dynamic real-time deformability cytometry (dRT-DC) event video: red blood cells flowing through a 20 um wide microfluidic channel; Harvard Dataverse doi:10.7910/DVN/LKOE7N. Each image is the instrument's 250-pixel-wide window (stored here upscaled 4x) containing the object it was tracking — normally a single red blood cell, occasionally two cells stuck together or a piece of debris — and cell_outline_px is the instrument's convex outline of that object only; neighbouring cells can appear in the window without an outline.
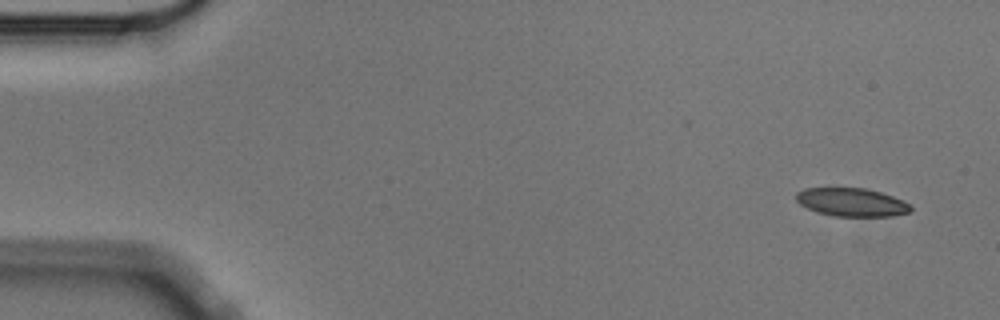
{"species": "Egyptian fruit bat (a non-hibernating species)", "species_latin": "Rousettus aegyptiacus", "temperature_condition": "cold", "stored_images_in_passage": 5, "camera_frame_rate_fps": 3000, "um_per_image_px": 0.085, "animal": {"sex": "male"}, "frame": {"image": 1, "passage_image": 1, "time_ms": 0.0, "image_size_px": [1000, 320], "cell_outline_px": [[912, 208], [908, 212], [892, 216], [832, 216], [816, 212], [800, 204], [796, 200], [796, 192], [804, 188], [864, 188], [880, 192], [892, 196], [908, 204]], "centroid_in_image_um": [72.33, 17.19], "position_along_channel_um": 12.7, "area_um2": 18.73}}
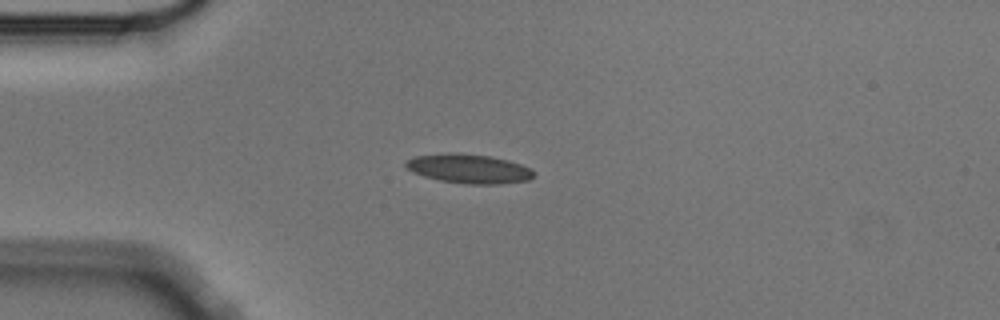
{"frame": {"image": 2, "passage_image": 4, "time_ms": 1.0, "image_size_px": [1000, 320], "cell_outline_px": [[536, 172], [528, 180], [500, 184], [468, 184], [440, 180], [424, 176], [412, 172], [404, 164], [408, 160], [416, 156], [448, 152], [460, 152], [488, 156], [508, 160], [520, 164]], "centroid_in_image_um": [39.84, 14.33], "position_along_channel_um": 45.2, "area_um2": 21.68}}